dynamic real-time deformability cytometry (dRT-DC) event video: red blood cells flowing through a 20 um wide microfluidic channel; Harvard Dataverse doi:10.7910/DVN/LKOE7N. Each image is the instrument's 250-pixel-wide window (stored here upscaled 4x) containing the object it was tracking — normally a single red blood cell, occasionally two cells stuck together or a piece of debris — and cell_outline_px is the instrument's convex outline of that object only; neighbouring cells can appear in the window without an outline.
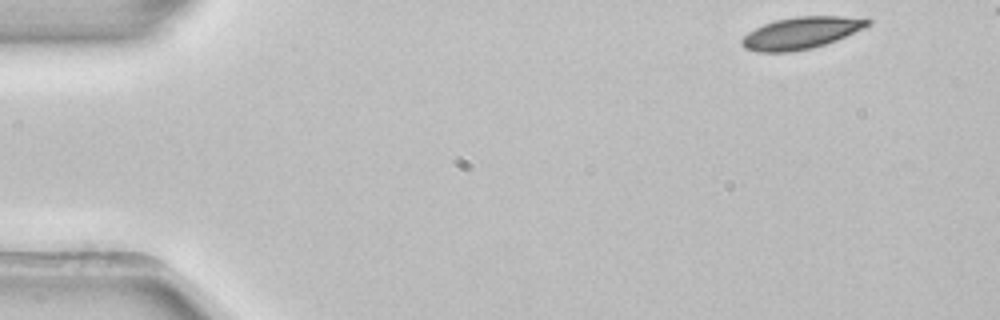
{"species": "common noctule bat (a hibernating species)", "species_latin": "Nyctalus noctula", "temperature_condition": "room temperature", "stored_images_in_passage": 4, "camera_frame_rate_fps": 3000, "um_per_image_px": 0.085, "animal": {"sex": "female", "body_mass_g": 22.7, "forearm_length_mm": 54.2}, "frame": {"image": 1, "passage_image": 1, "time_ms": 0.0, "image_size_px": [1000, 320], "cell_outline_px": [[872, 24], [836, 40], [812, 48], [792, 52], [756, 52], [744, 48], [740, 44], [740, 40], [748, 32], [764, 24], [776, 20], [796, 16], [840, 16], [872, 20]], "centroid_in_image_um": [68.05, 2.81], "position_along_channel_um": 16.9, "area_um2": 23.29}}